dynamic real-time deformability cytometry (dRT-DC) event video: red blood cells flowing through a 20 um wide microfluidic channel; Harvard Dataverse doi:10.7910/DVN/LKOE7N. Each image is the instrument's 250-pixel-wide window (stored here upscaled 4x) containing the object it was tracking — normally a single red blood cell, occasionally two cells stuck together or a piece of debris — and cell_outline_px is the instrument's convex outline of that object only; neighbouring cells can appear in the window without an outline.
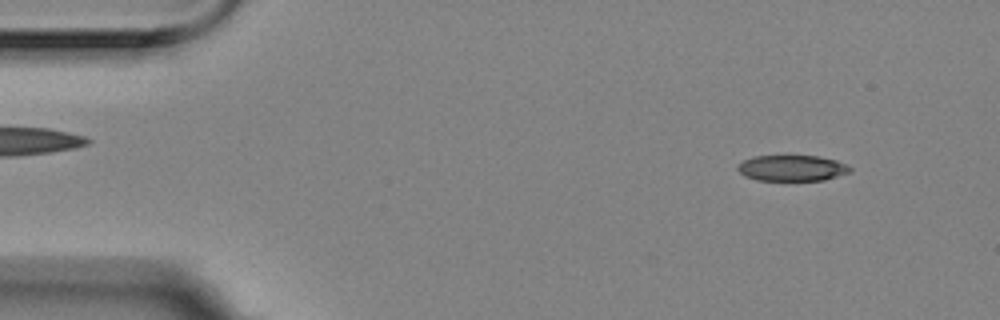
{"species": "Egyptian fruit bat (a non-hibernating species)", "species_latin": "Rousettus aegyptiacus", "temperature_condition": "room temperature", "stored_images_in_passage": 4, "camera_frame_rate_fps": 3000, "um_per_image_px": 0.085, "animal": {"sex": "female"}, "frame": {"image": 1, "passage_image": 4, "time_ms": 1.0, "image_size_px": [1000, 320], "cell_outline_px": [[852, 172], [824, 180], [756, 180], [744, 176], [736, 168], [744, 160], [752, 156], [816, 156], [836, 160], [852, 168]], "centroid_in_image_um": [67.32, 14.29], "position_along_channel_um": 17.7, "area_um2": 16.88}}